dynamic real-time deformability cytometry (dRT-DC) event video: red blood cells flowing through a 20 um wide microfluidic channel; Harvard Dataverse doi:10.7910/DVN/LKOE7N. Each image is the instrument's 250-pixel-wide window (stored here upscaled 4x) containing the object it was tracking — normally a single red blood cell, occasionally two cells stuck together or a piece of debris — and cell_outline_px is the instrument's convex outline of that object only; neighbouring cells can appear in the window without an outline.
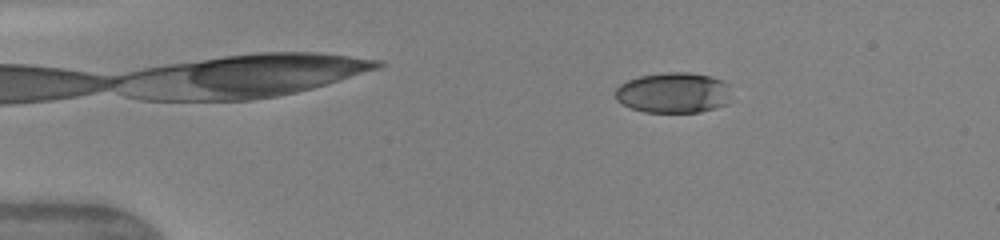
{"species": "human", "species_latin": "Homo sapiens", "temperature_condition": "warm", "stored_images_in_passage": 48, "camera_frame_rate_fps": 3000, "um_per_image_px": 0.085, "donor": {"sex": "female"}, "frame": {"image": 1, "passage_image": 8, "time_ms": 2.333, "image_size_px": [1000, 240], "cell_outline_px": [[728, 104], [716, 108], [700, 112], [644, 112], [632, 108], [616, 100], [616, 88], [620, 84], [628, 80], [640, 76], [664, 72], [688, 72], [712, 76], [720, 80], [724, 84], [728, 100]], "centroid_in_image_um": [57.19, 7.88], "position_along_channel_um": 27.8, "area_um2": 27.11}}
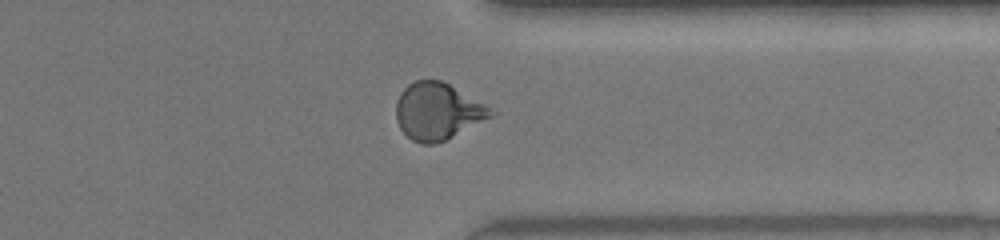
{"frame": {"image": 2, "passage_image": 38, "time_ms": 12.333, "image_size_px": [1000, 240], "cell_outline_px": [[496, 112], [492, 116], [436, 144], [420, 144], [412, 140], [400, 128], [396, 120], [396, 100], [400, 92], [408, 84], [416, 80], [440, 80], [448, 84], [484, 104]], "centroid_in_image_um": [37.14, 9.46], "position_along_channel_um": 374.3, "area_um2": 30.92}}
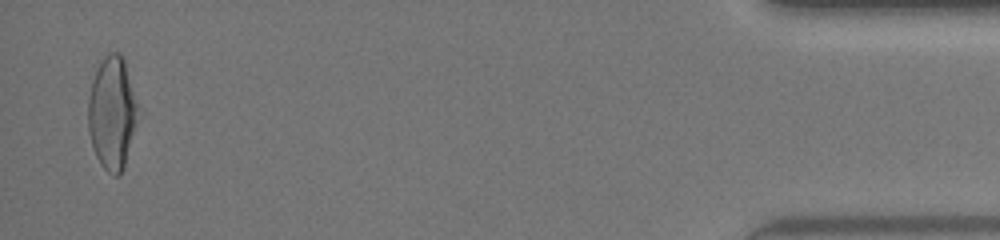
{"frame": {"image": 3, "passage_image": 47, "time_ms": 15.333, "image_size_px": [1000, 240], "cell_outline_px": [[140, 108], [124, 168], [116, 176], [108, 172], [100, 164], [96, 156], [92, 144], [88, 128], [88, 100], [92, 80], [104, 56], [112, 52], [120, 52], [124, 60]], "centroid_in_image_um": [9.54, 9.6], "position_along_channel_um": 425.7, "area_um2": 32.6}, "authors_computed_cell_mechanics": {"area_um2": 29.9982, "velocity_mm_per_s": 4.211, "shape_relaxation_time_tau1_ms": 4.3968, "shape_relaxation_time_tau2_ms": 1.1016, "deformation_change_tau1": 0.1875, "deformation_change_tau2": 0.0636}}